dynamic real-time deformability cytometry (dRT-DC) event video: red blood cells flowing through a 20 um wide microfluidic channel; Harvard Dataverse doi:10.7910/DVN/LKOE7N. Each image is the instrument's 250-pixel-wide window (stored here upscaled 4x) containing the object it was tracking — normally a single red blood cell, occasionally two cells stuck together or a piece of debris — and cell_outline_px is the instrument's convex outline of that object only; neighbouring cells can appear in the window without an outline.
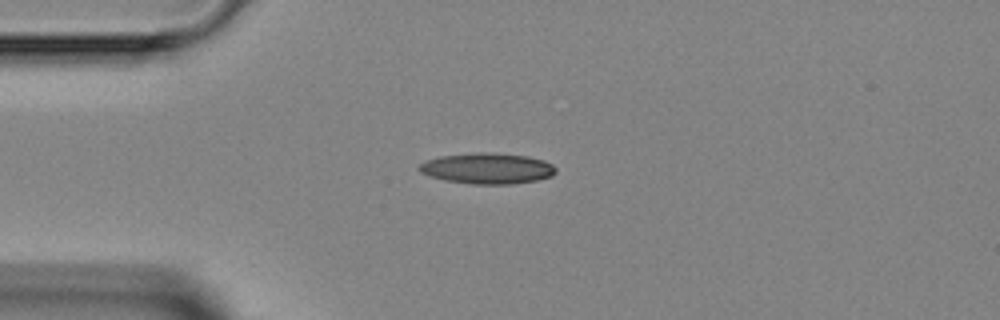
{"species": "Egyptian fruit bat (a non-hibernating species)", "species_latin": "Rousettus aegyptiacus", "temperature_condition": "room temperature", "stored_images_in_passage": 2, "camera_frame_rate_fps": 3000, "um_per_image_px": 0.085, "animal": {"sex": "female"}, "frame": {"image": 1, "passage_image": 1, "time_ms": 0.0, "image_size_px": [1000, 320], "cell_outline_px": [[556, 172], [552, 176], [536, 180], [512, 184], [472, 184], [444, 180], [420, 172], [416, 168], [424, 160], [440, 156], [476, 152], [488, 152], [528, 156], [544, 160], [552, 164], [556, 168]], "centroid_in_image_um": [41.41, 14.31], "position_along_channel_um": 43.6, "area_um2": 24.68}}